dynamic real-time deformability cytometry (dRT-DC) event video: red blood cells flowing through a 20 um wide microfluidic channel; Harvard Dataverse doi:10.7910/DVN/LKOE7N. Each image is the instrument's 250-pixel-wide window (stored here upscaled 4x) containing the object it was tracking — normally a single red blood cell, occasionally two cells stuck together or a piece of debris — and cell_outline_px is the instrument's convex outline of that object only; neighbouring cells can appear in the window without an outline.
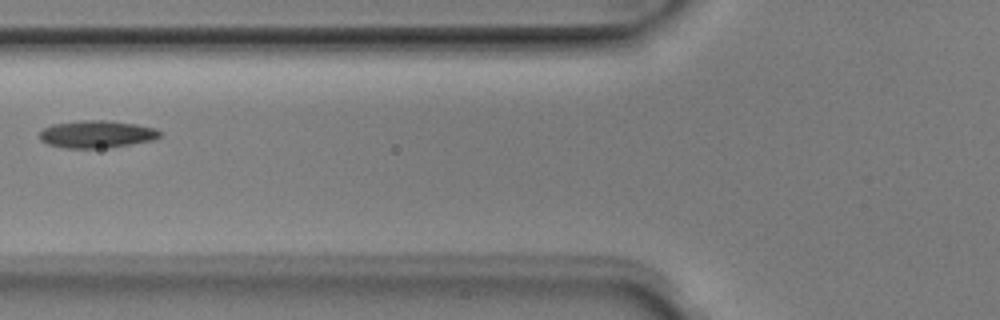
{"species": "Egyptian fruit bat (a non-hibernating species)", "species_latin": "Rousettus aegyptiacus", "temperature_condition": "room temperature", "stored_images_in_passage": 3, "camera_frame_rate_fps": 3000, "um_per_image_px": 0.085, "animal": {"sex": "male"}, "frame": {"image": 1, "passage_image": 2, "time_ms": 0.333, "image_size_px": [1000, 320], "cell_outline_px": [[160, 136], [152, 140], [108, 148], [68, 148], [48, 144], [40, 140], [40, 132], [44, 128], [52, 124], [80, 120], [108, 120], [136, 124], [156, 128], [160, 132]], "centroid_in_image_um": [8.21, 11.4], "position_along_channel_um": 117.6, "area_um2": 19.19}}
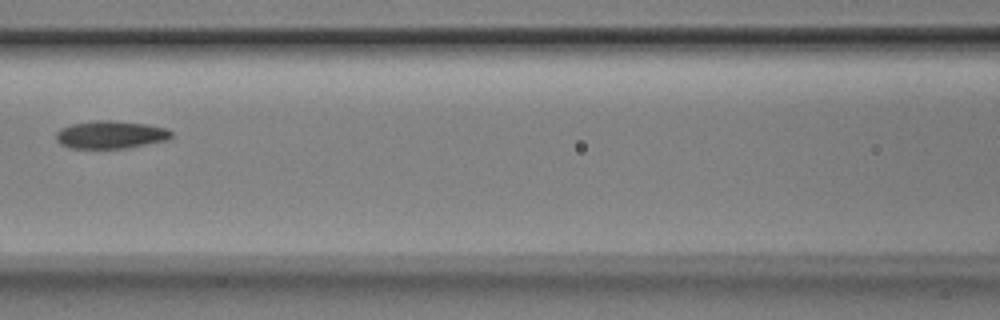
{"frame": {"image": 2, "passage_image": 3, "time_ms": 0.667, "image_size_px": [1000, 320], "cell_outline_px": [[172, 136], [168, 140], [124, 148], [68, 148], [60, 144], [56, 140], [56, 132], [60, 128], [72, 124], [96, 120], [112, 120], [144, 124], [168, 128], [172, 132]], "centroid_in_image_um": [9.38, 11.44], "position_along_channel_um": 157.2, "area_um2": 18.67}}